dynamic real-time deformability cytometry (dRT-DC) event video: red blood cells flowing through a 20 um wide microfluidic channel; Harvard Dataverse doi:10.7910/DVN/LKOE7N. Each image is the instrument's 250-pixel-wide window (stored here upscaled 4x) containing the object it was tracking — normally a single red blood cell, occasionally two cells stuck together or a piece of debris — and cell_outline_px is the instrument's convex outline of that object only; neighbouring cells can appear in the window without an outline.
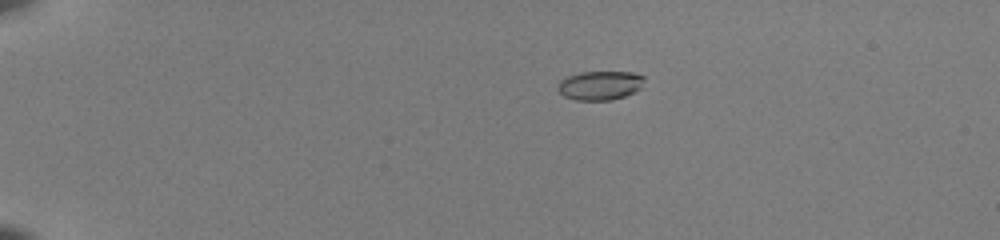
{"species": "common noctule bat (a hibernating species)", "species_latin": "Nyctalus noctula", "temperature_condition": "room temperature", "stored_images_in_passage": 43, "camera_frame_rate_fps": 3000, "um_per_image_px": 0.085, "animal": {"sex": "female", "body_mass_g": 22.0, "forearm_length_mm": 56.7}, "frame": {"image": 1, "passage_image": 2, "time_ms": 0.333, "image_size_px": [1000, 240], "cell_outline_px": [[644, 80], [640, 88], [636, 92], [612, 100], [576, 100], [564, 96], [556, 88], [560, 80], [568, 76], [580, 72], [632, 72], [644, 76]], "centroid_in_image_um": [51.0, 7.26], "position_along_channel_um": 34.0, "area_um2": 14.68}}
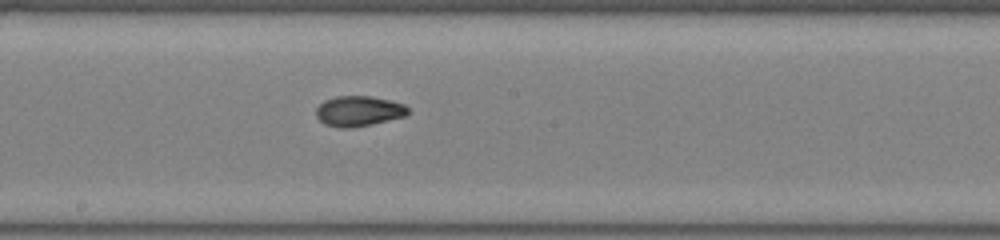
{"frame": {"image": 2, "passage_image": 22, "time_ms": 7.0, "image_size_px": [1000, 240], "cell_outline_px": [[408, 112], [404, 116], [372, 124], [352, 128], [340, 128], [324, 124], [316, 116], [316, 108], [324, 100], [336, 96], [372, 96], [392, 100], [404, 104], [408, 108]], "centroid_in_image_um": [30.47, 9.44], "position_along_channel_um": 217.7, "area_um2": 16.3}}
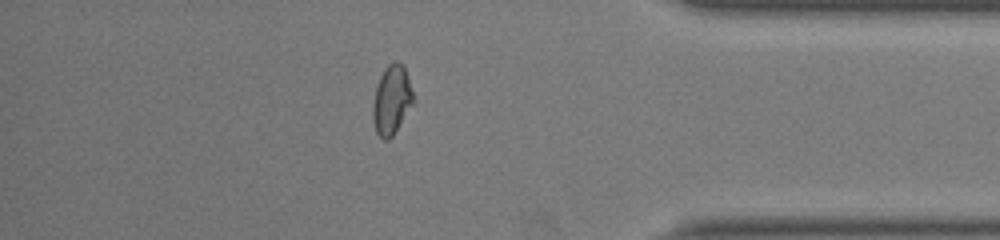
{"frame": {"image": 3, "passage_image": 37, "time_ms": 12.0, "image_size_px": [1000, 240], "cell_outline_px": [[416, 100], [392, 136], [388, 140], [384, 140], [376, 132], [372, 120], [372, 104], [376, 88], [380, 76], [384, 68], [388, 64], [396, 60], [404, 64]], "centroid_in_image_um": [33.31, 8.47], "position_along_channel_um": 401.9, "area_um2": 16.59}, "authors_computed_cell_mechanics": {"area_um2": 15.9528, "velocity_mm_per_s": 4.0316, "shape_relaxation_time_tau1_ms": 5.5011, "shape_relaxation_time_tau2_ms": 1.2329, "deformation_change_tau1": 0.2109, "deformation_change_tau2": 0.0487}}